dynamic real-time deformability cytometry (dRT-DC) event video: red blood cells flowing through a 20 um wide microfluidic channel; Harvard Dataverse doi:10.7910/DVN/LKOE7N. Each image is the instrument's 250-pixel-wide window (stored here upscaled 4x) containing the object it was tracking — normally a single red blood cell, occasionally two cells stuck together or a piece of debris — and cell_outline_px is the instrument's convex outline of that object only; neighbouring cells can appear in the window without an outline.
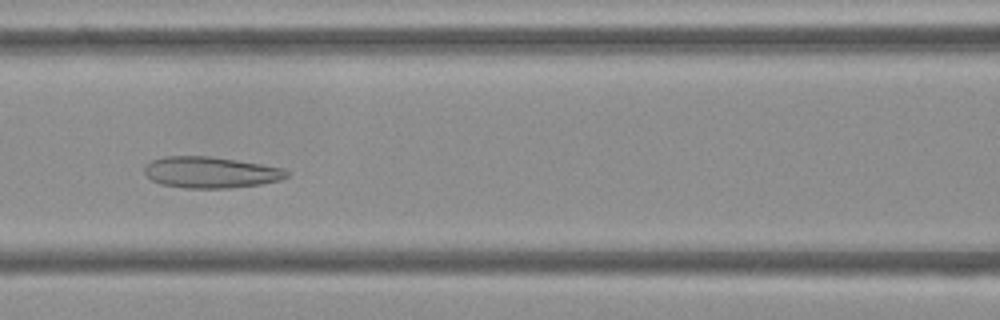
{"species": "Egyptian fruit bat (a non-hibernating species)", "species_latin": "Rousettus aegyptiacus", "temperature_condition": "cold", "stored_images_in_passage": 56, "segment_of_instrument_passage": [1, 2], "camera_frame_rate_fps": 3000, "um_per_image_px": 0.085, "frame": {"image": 1, "passage_image": 24, "time_ms": 7.667, "image_size_px": [1000, 320], "cell_outline_px": [[288, 176], [280, 180], [260, 184], [228, 188], [184, 188], [160, 184], [152, 180], [144, 172], [144, 164], [152, 160], [164, 156], [208, 156], [236, 160], [284, 168], [288, 172]], "centroid_in_image_um": [17.87, 14.65], "position_along_channel_um": 148.7, "area_um2": 25.89}}
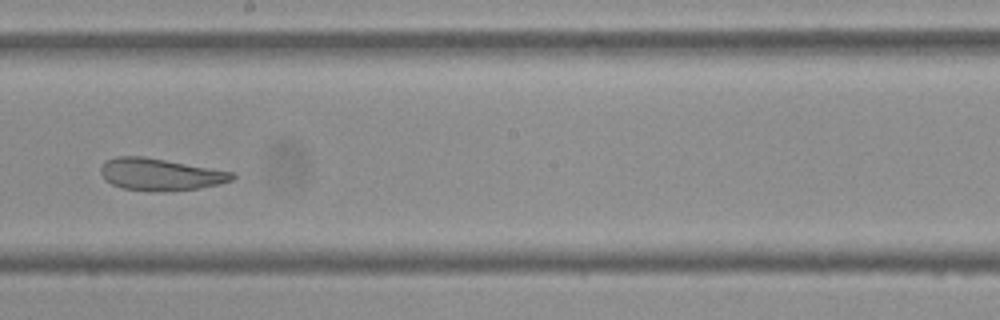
{"frame": {"image": 2, "passage_image": 31, "time_ms": 10.0, "image_size_px": [1000, 320], "cell_outline_px": [[236, 176], [232, 180], [220, 184], [200, 188], [156, 192], [152, 192], [124, 188], [112, 184], [104, 180], [100, 172], [100, 168], [108, 160], [116, 156], [144, 156], [232, 172]], "centroid_in_image_um": [13.61, 14.83], "position_along_channel_um": 234.6, "area_um2": 24.45}}
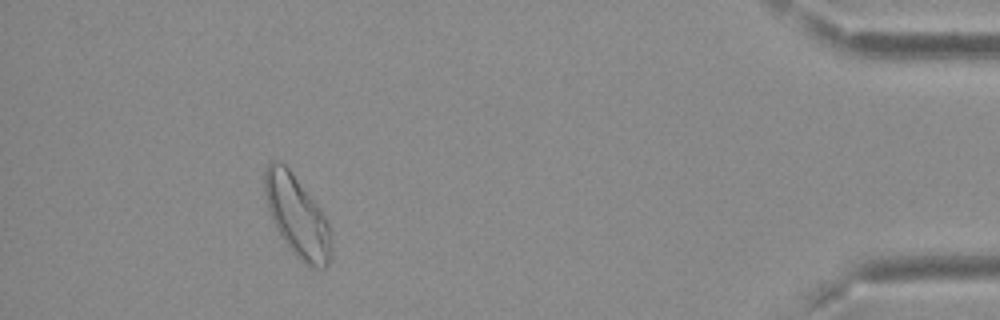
{"frame": {"image": 3, "passage_image": 50, "time_ms": 16.333, "image_size_px": [1000, 320], "cell_outline_px": [[332, 256], [328, 264], [324, 268], [312, 268], [304, 264], [288, 248], [280, 236], [272, 220], [264, 196], [264, 172], [268, 164], [272, 160], [280, 160], [288, 168], [320, 208], [328, 220], [332, 244]], "centroid_in_image_um": [25.26, 18.41], "position_along_channel_um": 409.9, "area_um2": 31.79}}